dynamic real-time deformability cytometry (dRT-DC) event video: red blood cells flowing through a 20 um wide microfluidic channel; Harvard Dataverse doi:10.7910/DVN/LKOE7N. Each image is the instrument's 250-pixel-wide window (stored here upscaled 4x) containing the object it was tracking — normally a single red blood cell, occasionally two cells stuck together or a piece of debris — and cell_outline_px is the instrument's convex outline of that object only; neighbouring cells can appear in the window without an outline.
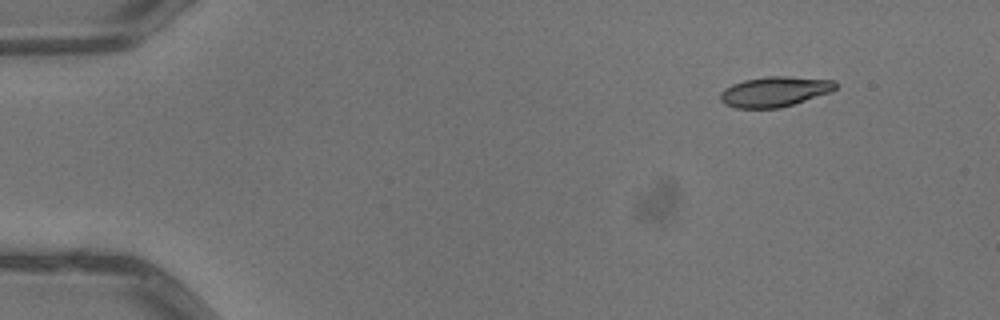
{"species": "common noctule bat (a hibernating species)", "species_latin": "Nyctalus noctula", "temperature_condition": "warm", "stored_images_in_passage": 7, "camera_frame_rate_fps": 3000, "um_per_image_px": 0.085, "animal": {"sex": "male", "body_mass_g": 13.3}, "frame": {"image": 1, "passage_image": 1, "time_ms": 0.0, "image_size_px": [1000, 320], "cell_outline_px": [[836, 88], [832, 92], [780, 108], [736, 108], [724, 104], [720, 100], [720, 92], [724, 88], [732, 84], [744, 80], [768, 76], [788, 76], [836, 80]], "centroid_in_image_um": [65.85, 7.78], "position_along_channel_um": 19.2, "area_um2": 20.4}}
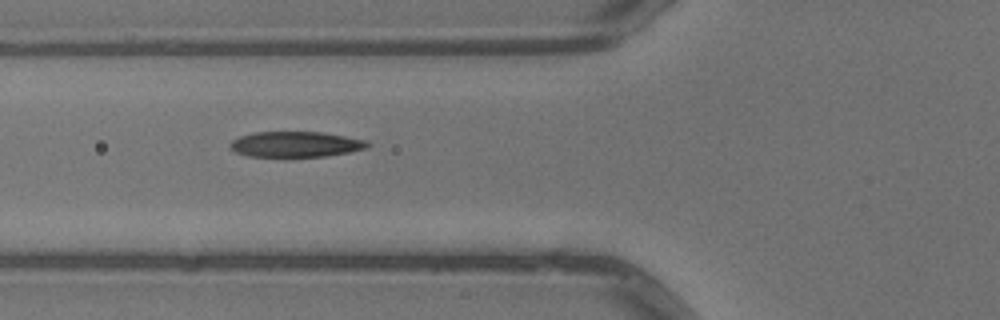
{"frame": {"image": 2, "passage_image": 5, "time_ms": 1.333, "image_size_px": [1000, 320], "cell_outline_px": [[372, 144], [368, 148], [348, 152], [324, 156], [284, 160], [248, 156], [236, 152], [228, 144], [232, 140], [240, 136], [256, 132], [324, 132], [368, 140]], "centroid_in_image_um": [25.14, 12.31], "position_along_channel_um": 100.7, "area_um2": 21.5}}
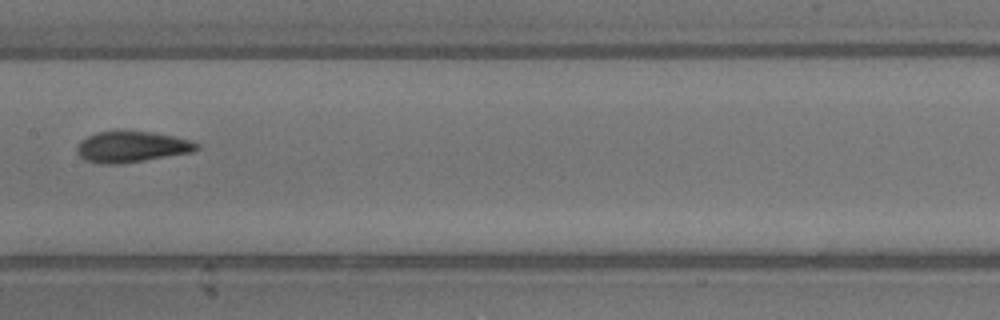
{"frame": {"image": 3, "passage_image": 7, "time_ms": 2.0, "image_size_px": [1000, 320], "cell_outline_px": [[200, 148], [192, 152], [144, 160], [116, 164], [104, 164], [84, 160], [76, 152], [76, 148], [80, 140], [96, 132], [152, 132], [172, 136], [188, 140], [200, 144]], "centroid_in_image_um": [11.17, 12.49], "position_along_channel_um": 196.2, "area_um2": 21.27}}